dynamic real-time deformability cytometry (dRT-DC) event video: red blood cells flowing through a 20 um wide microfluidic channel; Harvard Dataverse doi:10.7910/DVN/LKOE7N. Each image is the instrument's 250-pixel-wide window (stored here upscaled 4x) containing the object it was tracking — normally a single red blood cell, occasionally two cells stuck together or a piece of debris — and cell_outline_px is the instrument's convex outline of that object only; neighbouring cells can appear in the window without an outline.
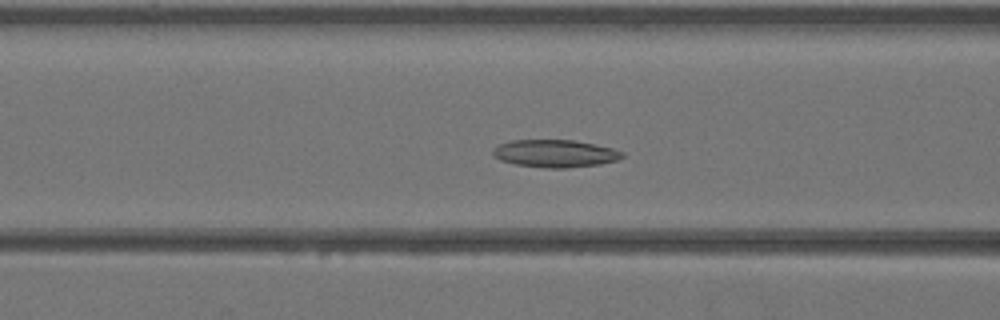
{"species": "Egyptian fruit bat (a non-hibernating species)", "species_latin": "Rousettus aegyptiacus", "temperature_condition": "warm", "stored_images_in_passage": 44, "camera_frame_rate_fps": 3000, "um_per_image_px": 0.085, "animal": {"sex": "female"}, "frame": {"image": 1, "passage_image": 18, "time_ms": 5.667, "image_size_px": [1000, 320], "cell_outline_px": [[624, 156], [616, 160], [600, 164], [568, 168], [544, 168], [516, 164], [500, 160], [492, 156], [492, 148], [500, 144], [512, 140], [572, 140], [612, 148], [624, 152]], "centroid_in_image_um": [47.14, 13.05], "position_along_channel_um": 119.5, "area_um2": 20.75}}
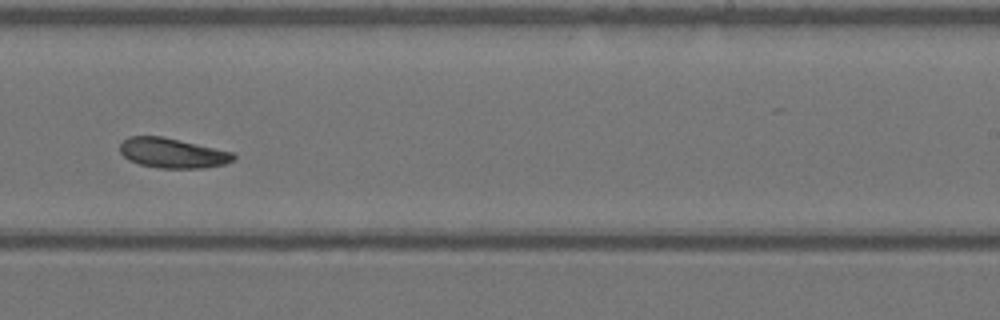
{"frame": {"image": 2, "passage_image": 28, "time_ms": 9.0, "image_size_px": [1000, 320], "cell_outline_px": [[236, 160], [224, 164], [204, 168], [160, 168], [140, 164], [128, 160], [120, 152], [120, 144], [128, 136], [160, 136], [232, 152], [236, 156]], "centroid_in_image_um": [14.65, 13.02], "position_along_channel_um": 274.3, "area_um2": 19.59}}
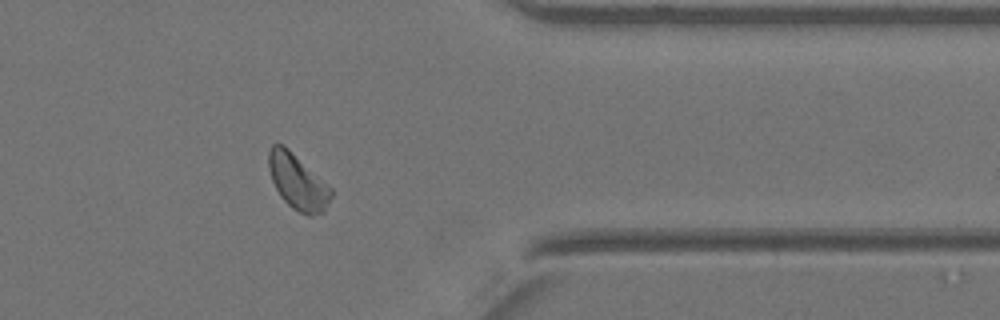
{"frame": {"image": 3, "passage_image": 36, "time_ms": 11.667, "image_size_px": [1000, 320], "cell_outline_px": [[332, 196], [324, 212], [312, 216], [308, 216], [292, 208], [280, 196], [272, 180], [268, 168], [268, 152], [272, 144], [284, 144], [332, 188]], "centroid_in_image_um": [25.3, 15.46], "position_along_channel_um": 386.1, "area_um2": 20.17}}